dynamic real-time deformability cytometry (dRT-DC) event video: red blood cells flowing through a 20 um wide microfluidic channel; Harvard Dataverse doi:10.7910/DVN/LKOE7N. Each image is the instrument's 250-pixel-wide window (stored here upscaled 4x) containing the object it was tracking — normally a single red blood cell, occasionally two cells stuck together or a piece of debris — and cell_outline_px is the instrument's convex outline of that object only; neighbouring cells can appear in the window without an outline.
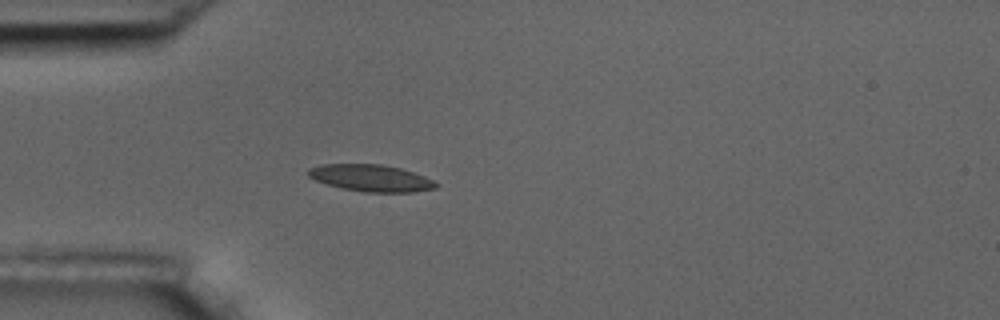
{"species": "common noctule bat (a hibernating species)", "species_latin": "Nyctalus noctula", "temperature_condition": "room temperature", "stored_images_in_passage": 3, "camera_frame_rate_fps": 3000, "um_per_image_px": 0.085, "animal": {"sex": "male", "body_mass_g": 17.5, "forearm_length_mm": 52.3}, "frame": {"image": 1, "passage_image": 3, "time_ms": 3.333, "image_size_px": [1000, 320], "cell_outline_px": [[440, 184], [436, 188], [412, 192], [364, 192], [344, 188], [328, 184], [316, 180], [308, 176], [308, 168], [320, 164], [380, 164], [400, 168], [424, 176]], "centroid_in_image_um": [31.54, 15.13], "position_along_channel_um": 53.5, "area_um2": 19.83}}